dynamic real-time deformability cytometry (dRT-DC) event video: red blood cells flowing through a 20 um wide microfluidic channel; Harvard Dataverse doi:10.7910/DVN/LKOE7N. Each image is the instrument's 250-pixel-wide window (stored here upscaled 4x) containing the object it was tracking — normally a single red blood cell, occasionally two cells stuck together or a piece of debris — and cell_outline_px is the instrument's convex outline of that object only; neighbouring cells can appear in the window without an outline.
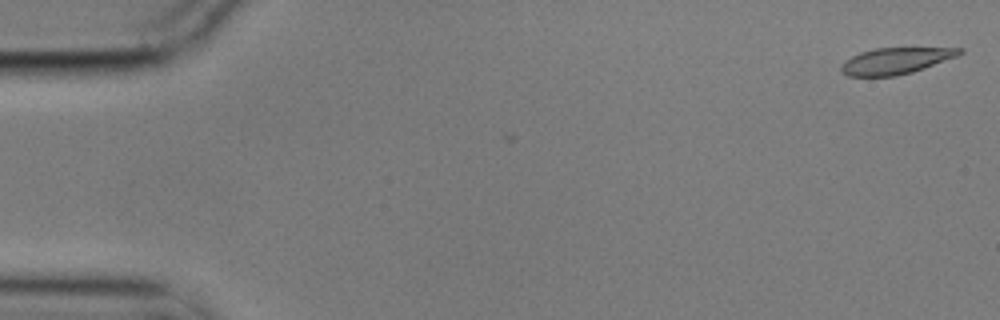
{"species": "common noctule bat (a hibernating species)", "species_latin": "Nyctalus noctula", "temperature_condition": "cold", "stored_images_in_passage": 2, "camera_frame_rate_fps": 3000, "um_per_image_px": 0.085, "animal": {"sex": "male", "body_mass_g": 17.9}, "frame": {"image": 1, "passage_image": 2, "time_ms": 0.333, "image_size_px": [1000, 320], "cell_outline_px": [[964, 52], [956, 56], [924, 68], [912, 72], [896, 76], [848, 76], [840, 68], [844, 60], [860, 52], [876, 48], [964, 48]], "centroid_in_image_um": [76.12, 5.17], "position_along_channel_um": 8.9, "area_um2": 17.98}}